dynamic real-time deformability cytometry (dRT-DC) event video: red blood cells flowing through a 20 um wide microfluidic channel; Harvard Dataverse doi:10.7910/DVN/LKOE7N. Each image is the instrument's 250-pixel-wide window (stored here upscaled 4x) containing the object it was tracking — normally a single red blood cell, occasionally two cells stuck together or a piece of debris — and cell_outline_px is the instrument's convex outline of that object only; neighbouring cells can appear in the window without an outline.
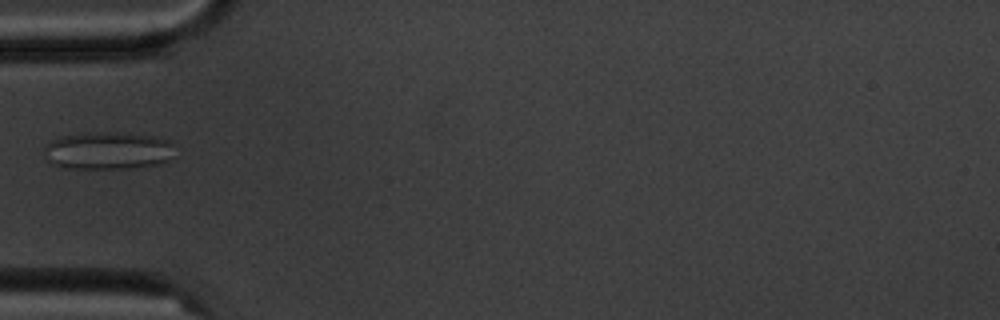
{"species": "common noctule bat (a hibernating species)", "species_latin": "Nyctalus noctula", "temperature_condition": "cold", "stored_images_in_passage": 5, "camera_frame_rate_fps": 3000, "um_per_image_px": 0.085, "animal": {"sex": "male", "body_mass_g": 20.1, "forearm_length_mm": 53.5}, "frame": {"image": 1, "passage_image": 5, "time_ms": 5.333, "image_size_px": [1000, 320], "cell_outline_px": [[176, 156], [164, 164], [136, 168], [60, 168], [52, 164], [48, 160], [44, 148], [44, 144], [60, 136], [84, 132], [116, 132], [160, 136], [168, 140], [172, 144]], "centroid_in_image_um": [9.23, 12.8], "position_along_channel_um": 75.8, "area_um2": 29.48}}